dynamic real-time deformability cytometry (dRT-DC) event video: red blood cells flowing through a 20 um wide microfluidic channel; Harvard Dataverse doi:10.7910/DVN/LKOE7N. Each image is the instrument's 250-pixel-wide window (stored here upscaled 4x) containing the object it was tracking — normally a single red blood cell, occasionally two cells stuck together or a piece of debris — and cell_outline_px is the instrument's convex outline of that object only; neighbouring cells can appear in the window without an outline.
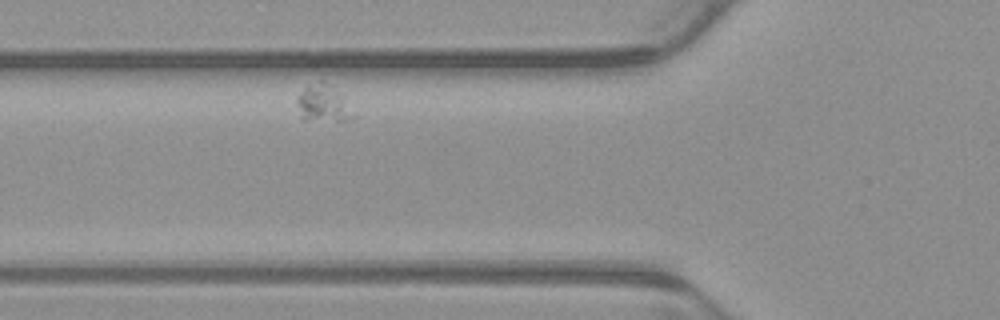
{"species": "common noctule bat (a hibernating species)", "species_latin": "Nyctalus noctula", "temperature_condition": "warm", "stored_images_in_passage": 2, "camera_frame_rate_fps": 3000, "um_per_image_px": 0.085, "animal": {"sex": "male", "body_mass_g": 23.1, "forearm_length_mm": 52.7}, "frame": {"image": 1, "passage_image": 2, "time_ms": 0.333, "image_size_px": [1000, 320], "cell_outline_px": [[356, 116], [344, 120], [304, 120], [300, 116], [296, 104], [296, 96], [308, 84], [320, 80], [324, 80], [340, 96]], "centroid_in_image_um": [27.37, 8.79], "position_along_channel_um": 98.4, "area_um2": 11.85}}